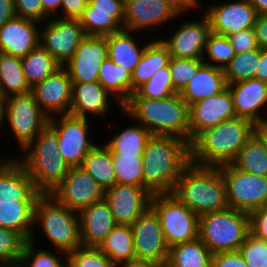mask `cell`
<instances>
[{"label": "cell", "instance_id": "74e56055", "mask_svg": "<svg viewBox=\"0 0 267 267\" xmlns=\"http://www.w3.org/2000/svg\"><path fill=\"white\" fill-rule=\"evenodd\" d=\"M29 92L31 88L25 80L21 58L0 52V95L7 97Z\"/></svg>", "mask_w": 267, "mask_h": 267}, {"label": "cell", "instance_id": "7a4b0ae2", "mask_svg": "<svg viewBox=\"0 0 267 267\" xmlns=\"http://www.w3.org/2000/svg\"><path fill=\"white\" fill-rule=\"evenodd\" d=\"M254 135V123L235 117L200 132L190 143V162L219 167L231 164Z\"/></svg>", "mask_w": 267, "mask_h": 267}, {"label": "cell", "instance_id": "52a82bcc", "mask_svg": "<svg viewBox=\"0 0 267 267\" xmlns=\"http://www.w3.org/2000/svg\"><path fill=\"white\" fill-rule=\"evenodd\" d=\"M251 232V216L245 211L226 208L199 216L198 238L212 254L238 251Z\"/></svg>", "mask_w": 267, "mask_h": 267}, {"label": "cell", "instance_id": "c3c4849f", "mask_svg": "<svg viewBox=\"0 0 267 267\" xmlns=\"http://www.w3.org/2000/svg\"><path fill=\"white\" fill-rule=\"evenodd\" d=\"M74 267H116L97 247H79L67 253Z\"/></svg>", "mask_w": 267, "mask_h": 267}, {"label": "cell", "instance_id": "ee69618b", "mask_svg": "<svg viewBox=\"0 0 267 267\" xmlns=\"http://www.w3.org/2000/svg\"><path fill=\"white\" fill-rule=\"evenodd\" d=\"M116 184L144 188L143 160L135 157L112 155Z\"/></svg>", "mask_w": 267, "mask_h": 267}, {"label": "cell", "instance_id": "f6af8a7d", "mask_svg": "<svg viewBox=\"0 0 267 267\" xmlns=\"http://www.w3.org/2000/svg\"><path fill=\"white\" fill-rule=\"evenodd\" d=\"M36 242L27 241L18 267H59L67 258V253L60 251L58 254L53 250L37 249ZM37 249V250H36ZM50 250V251H49Z\"/></svg>", "mask_w": 267, "mask_h": 267}, {"label": "cell", "instance_id": "f1b7e54d", "mask_svg": "<svg viewBox=\"0 0 267 267\" xmlns=\"http://www.w3.org/2000/svg\"><path fill=\"white\" fill-rule=\"evenodd\" d=\"M134 31L122 30L106 35L108 58L115 64L128 69L131 73L140 62L147 43L139 45Z\"/></svg>", "mask_w": 267, "mask_h": 267}, {"label": "cell", "instance_id": "4dcf8cb0", "mask_svg": "<svg viewBox=\"0 0 267 267\" xmlns=\"http://www.w3.org/2000/svg\"><path fill=\"white\" fill-rule=\"evenodd\" d=\"M113 136L104 142L111 150L112 155H121L143 158L146 142L152 136L151 133L137 122L121 128L118 133H111Z\"/></svg>", "mask_w": 267, "mask_h": 267}, {"label": "cell", "instance_id": "2e32d148", "mask_svg": "<svg viewBox=\"0 0 267 267\" xmlns=\"http://www.w3.org/2000/svg\"><path fill=\"white\" fill-rule=\"evenodd\" d=\"M179 16L182 14L163 0H124L123 29L140 34L150 28L153 32L163 23L173 22Z\"/></svg>", "mask_w": 267, "mask_h": 267}, {"label": "cell", "instance_id": "94428289", "mask_svg": "<svg viewBox=\"0 0 267 267\" xmlns=\"http://www.w3.org/2000/svg\"><path fill=\"white\" fill-rule=\"evenodd\" d=\"M254 135L262 143L267 152V121H262L254 124Z\"/></svg>", "mask_w": 267, "mask_h": 267}, {"label": "cell", "instance_id": "6da1fadb", "mask_svg": "<svg viewBox=\"0 0 267 267\" xmlns=\"http://www.w3.org/2000/svg\"><path fill=\"white\" fill-rule=\"evenodd\" d=\"M144 188L153 194L172 193L190 163V143L175 136L152 135L143 153Z\"/></svg>", "mask_w": 267, "mask_h": 267}, {"label": "cell", "instance_id": "8d00e7d4", "mask_svg": "<svg viewBox=\"0 0 267 267\" xmlns=\"http://www.w3.org/2000/svg\"><path fill=\"white\" fill-rule=\"evenodd\" d=\"M25 80L30 88L53 74L61 65L40 44L21 58Z\"/></svg>", "mask_w": 267, "mask_h": 267}, {"label": "cell", "instance_id": "d590c367", "mask_svg": "<svg viewBox=\"0 0 267 267\" xmlns=\"http://www.w3.org/2000/svg\"><path fill=\"white\" fill-rule=\"evenodd\" d=\"M213 254L196 238L170 247L167 263L170 267H211Z\"/></svg>", "mask_w": 267, "mask_h": 267}, {"label": "cell", "instance_id": "d4e9b609", "mask_svg": "<svg viewBox=\"0 0 267 267\" xmlns=\"http://www.w3.org/2000/svg\"><path fill=\"white\" fill-rule=\"evenodd\" d=\"M39 22L15 16L0 27V52L23 58L39 45Z\"/></svg>", "mask_w": 267, "mask_h": 267}, {"label": "cell", "instance_id": "e0dca14e", "mask_svg": "<svg viewBox=\"0 0 267 267\" xmlns=\"http://www.w3.org/2000/svg\"><path fill=\"white\" fill-rule=\"evenodd\" d=\"M107 57L106 36H86L63 67L72 83L95 82L98 81L99 67Z\"/></svg>", "mask_w": 267, "mask_h": 267}, {"label": "cell", "instance_id": "44dd1931", "mask_svg": "<svg viewBox=\"0 0 267 267\" xmlns=\"http://www.w3.org/2000/svg\"><path fill=\"white\" fill-rule=\"evenodd\" d=\"M79 21L86 36L120 32L124 23V0H89Z\"/></svg>", "mask_w": 267, "mask_h": 267}, {"label": "cell", "instance_id": "8fae6325", "mask_svg": "<svg viewBox=\"0 0 267 267\" xmlns=\"http://www.w3.org/2000/svg\"><path fill=\"white\" fill-rule=\"evenodd\" d=\"M89 118L70 114L49 118V126L56 132L60 155L69 167L81 166L88 152L97 144L90 138ZM92 139V140H91Z\"/></svg>", "mask_w": 267, "mask_h": 267}, {"label": "cell", "instance_id": "f5cc1de1", "mask_svg": "<svg viewBox=\"0 0 267 267\" xmlns=\"http://www.w3.org/2000/svg\"><path fill=\"white\" fill-rule=\"evenodd\" d=\"M250 216L251 232L267 241V205L254 210Z\"/></svg>", "mask_w": 267, "mask_h": 267}, {"label": "cell", "instance_id": "7dc6e473", "mask_svg": "<svg viewBox=\"0 0 267 267\" xmlns=\"http://www.w3.org/2000/svg\"><path fill=\"white\" fill-rule=\"evenodd\" d=\"M247 267H267V241L250 232L238 249Z\"/></svg>", "mask_w": 267, "mask_h": 267}, {"label": "cell", "instance_id": "be15d7a7", "mask_svg": "<svg viewBox=\"0 0 267 267\" xmlns=\"http://www.w3.org/2000/svg\"><path fill=\"white\" fill-rule=\"evenodd\" d=\"M5 122H6V102H5V97L0 95V129L3 130V124Z\"/></svg>", "mask_w": 267, "mask_h": 267}, {"label": "cell", "instance_id": "7c38bea8", "mask_svg": "<svg viewBox=\"0 0 267 267\" xmlns=\"http://www.w3.org/2000/svg\"><path fill=\"white\" fill-rule=\"evenodd\" d=\"M86 37L79 19L49 18L40 28L39 44L63 66Z\"/></svg>", "mask_w": 267, "mask_h": 267}, {"label": "cell", "instance_id": "9f6ffc18", "mask_svg": "<svg viewBox=\"0 0 267 267\" xmlns=\"http://www.w3.org/2000/svg\"><path fill=\"white\" fill-rule=\"evenodd\" d=\"M170 3L180 14L186 15L188 11L200 10L203 4L199 0H163ZM198 8V9H197Z\"/></svg>", "mask_w": 267, "mask_h": 267}, {"label": "cell", "instance_id": "60d3db41", "mask_svg": "<svg viewBox=\"0 0 267 267\" xmlns=\"http://www.w3.org/2000/svg\"><path fill=\"white\" fill-rule=\"evenodd\" d=\"M176 93L168 65L156 71L149 81L140 86L130 98L160 99Z\"/></svg>", "mask_w": 267, "mask_h": 267}, {"label": "cell", "instance_id": "e7e4bbea", "mask_svg": "<svg viewBox=\"0 0 267 267\" xmlns=\"http://www.w3.org/2000/svg\"><path fill=\"white\" fill-rule=\"evenodd\" d=\"M156 263L144 262V261H133L127 264H122L116 267H156Z\"/></svg>", "mask_w": 267, "mask_h": 267}, {"label": "cell", "instance_id": "db71d44e", "mask_svg": "<svg viewBox=\"0 0 267 267\" xmlns=\"http://www.w3.org/2000/svg\"><path fill=\"white\" fill-rule=\"evenodd\" d=\"M89 0H62L59 18L79 19L87 7ZM62 16V17H61Z\"/></svg>", "mask_w": 267, "mask_h": 267}, {"label": "cell", "instance_id": "6125c7cd", "mask_svg": "<svg viewBox=\"0 0 267 267\" xmlns=\"http://www.w3.org/2000/svg\"><path fill=\"white\" fill-rule=\"evenodd\" d=\"M258 15H267V0H250Z\"/></svg>", "mask_w": 267, "mask_h": 267}, {"label": "cell", "instance_id": "9a60e30c", "mask_svg": "<svg viewBox=\"0 0 267 267\" xmlns=\"http://www.w3.org/2000/svg\"><path fill=\"white\" fill-rule=\"evenodd\" d=\"M212 3L202 11L209 21L211 32L229 35L254 28L258 14L250 0H235Z\"/></svg>", "mask_w": 267, "mask_h": 267}, {"label": "cell", "instance_id": "4316f807", "mask_svg": "<svg viewBox=\"0 0 267 267\" xmlns=\"http://www.w3.org/2000/svg\"><path fill=\"white\" fill-rule=\"evenodd\" d=\"M81 240L84 247H99L117 225L105 199L78 212Z\"/></svg>", "mask_w": 267, "mask_h": 267}, {"label": "cell", "instance_id": "484cf974", "mask_svg": "<svg viewBox=\"0 0 267 267\" xmlns=\"http://www.w3.org/2000/svg\"><path fill=\"white\" fill-rule=\"evenodd\" d=\"M40 193L15 157L0 159V203L36 201Z\"/></svg>", "mask_w": 267, "mask_h": 267}, {"label": "cell", "instance_id": "7402d4cb", "mask_svg": "<svg viewBox=\"0 0 267 267\" xmlns=\"http://www.w3.org/2000/svg\"><path fill=\"white\" fill-rule=\"evenodd\" d=\"M236 111L228 87L219 94L189 106L190 143L204 129L235 118Z\"/></svg>", "mask_w": 267, "mask_h": 267}, {"label": "cell", "instance_id": "836d02e7", "mask_svg": "<svg viewBox=\"0 0 267 267\" xmlns=\"http://www.w3.org/2000/svg\"><path fill=\"white\" fill-rule=\"evenodd\" d=\"M88 174L105 190L116 184L112 152L103 143L96 144L86 155L81 165Z\"/></svg>", "mask_w": 267, "mask_h": 267}, {"label": "cell", "instance_id": "e575fe53", "mask_svg": "<svg viewBox=\"0 0 267 267\" xmlns=\"http://www.w3.org/2000/svg\"><path fill=\"white\" fill-rule=\"evenodd\" d=\"M35 202L0 203V227L14 230L29 241L34 228Z\"/></svg>", "mask_w": 267, "mask_h": 267}, {"label": "cell", "instance_id": "5bb4252c", "mask_svg": "<svg viewBox=\"0 0 267 267\" xmlns=\"http://www.w3.org/2000/svg\"><path fill=\"white\" fill-rule=\"evenodd\" d=\"M59 203L79 212L104 199V189L82 166L70 167L62 182L50 193Z\"/></svg>", "mask_w": 267, "mask_h": 267}, {"label": "cell", "instance_id": "680465c9", "mask_svg": "<svg viewBox=\"0 0 267 267\" xmlns=\"http://www.w3.org/2000/svg\"><path fill=\"white\" fill-rule=\"evenodd\" d=\"M15 16L13 0H0V27Z\"/></svg>", "mask_w": 267, "mask_h": 267}, {"label": "cell", "instance_id": "ac0fdd59", "mask_svg": "<svg viewBox=\"0 0 267 267\" xmlns=\"http://www.w3.org/2000/svg\"><path fill=\"white\" fill-rule=\"evenodd\" d=\"M72 91L73 83L63 66L31 88L37 104L49 118L69 113Z\"/></svg>", "mask_w": 267, "mask_h": 267}, {"label": "cell", "instance_id": "5b68a950", "mask_svg": "<svg viewBox=\"0 0 267 267\" xmlns=\"http://www.w3.org/2000/svg\"><path fill=\"white\" fill-rule=\"evenodd\" d=\"M21 152V158L15 159L24 167L40 194H50L70 169L60 155L57 134L49 125Z\"/></svg>", "mask_w": 267, "mask_h": 267}, {"label": "cell", "instance_id": "f907efd6", "mask_svg": "<svg viewBox=\"0 0 267 267\" xmlns=\"http://www.w3.org/2000/svg\"><path fill=\"white\" fill-rule=\"evenodd\" d=\"M235 53H243L253 49H259L254 28L245 29L234 34L227 35Z\"/></svg>", "mask_w": 267, "mask_h": 267}, {"label": "cell", "instance_id": "d6986e66", "mask_svg": "<svg viewBox=\"0 0 267 267\" xmlns=\"http://www.w3.org/2000/svg\"><path fill=\"white\" fill-rule=\"evenodd\" d=\"M151 197L143 187L123 184H115L104 194L115 222L123 225L133 224L150 207Z\"/></svg>", "mask_w": 267, "mask_h": 267}, {"label": "cell", "instance_id": "03108f58", "mask_svg": "<svg viewBox=\"0 0 267 267\" xmlns=\"http://www.w3.org/2000/svg\"><path fill=\"white\" fill-rule=\"evenodd\" d=\"M59 267H74L71 261L66 258Z\"/></svg>", "mask_w": 267, "mask_h": 267}, {"label": "cell", "instance_id": "cb8c5ba5", "mask_svg": "<svg viewBox=\"0 0 267 267\" xmlns=\"http://www.w3.org/2000/svg\"><path fill=\"white\" fill-rule=\"evenodd\" d=\"M227 87L237 117L249 119L254 124L267 121V115L263 112V109L267 111V82L252 78L228 84Z\"/></svg>", "mask_w": 267, "mask_h": 267}, {"label": "cell", "instance_id": "83f0119b", "mask_svg": "<svg viewBox=\"0 0 267 267\" xmlns=\"http://www.w3.org/2000/svg\"><path fill=\"white\" fill-rule=\"evenodd\" d=\"M227 85L223 69L204 63L179 94L190 106L221 93Z\"/></svg>", "mask_w": 267, "mask_h": 267}, {"label": "cell", "instance_id": "f35d334b", "mask_svg": "<svg viewBox=\"0 0 267 267\" xmlns=\"http://www.w3.org/2000/svg\"><path fill=\"white\" fill-rule=\"evenodd\" d=\"M234 167L258 176H267V152L253 135L231 163Z\"/></svg>", "mask_w": 267, "mask_h": 267}, {"label": "cell", "instance_id": "d6a6232c", "mask_svg": "<svg viewBox=\"0 0 267 267\" xmlns=\"http://www.w3.org/2000/svg\"><path fill=\"white\" fill-rule=\"evenodd\" d=\"M98 248L115 266L136 261L130 225L117 224Z\"/></svg>", "mask_w": 267, "mask_h": 267}, {"label": "cell", "instance_id": "6f0895ef", "mask_svg": "<svg viewBox=\"0 0 267 267\" xmlns=\"http://www.w3.org/2000/svg\"><path fill=\"white\" fill-rule=\"evenodd\" d=\"M43 6V22L51 16L54 18L60 13L62 0H41ZM59 10V11H58ZM55 14V15H54Z\"/></svg>", "mask_w": 267, "mask_h": 267}, {"label": "cell", "instance_id": "3957f363", "mask_svg": "<svg viewBox=\"0 0 267 267\" xmlns=\"http://www.w3.org/2000/svg\"><path fill=\"white\" fill-rule=\"evenodd\" d=\"M120 114L151 135L175 136L190 143L189 105L179 93L160 99L129 98Z\"/></svg>", "mask_w": 267, "mask_h": 267}, {"label": "cell", "instance_id": "11a10c76", "mask_svg": "<svg viewBox=\"0 0 267 267\" xmlns=\"http://www.w3.org/2000/svg\"><path fill=\"white\" fill-rule=\"evenodd\" d=\"M257 42L260 49H267V15H258L254 25Z\"/></svg>", "mask_w": 267, "mask_h": 267}, {"label": "cell", "instance_id": "816d5d0a", "mask_svg": "<svg viewBox=\"0 0 267 267\" xmlns=\"http://www.w3.org/2000/svg\"><path fill=\"white\" fill-rule=\"evenodd\" d=\"M211 267H247L239 251L214 253Z\"/></svg>", "mask_w": 267, "mask_h": 267}, {"label": "cell", "instance_id": "30bf717a", "mask_svg": "<svg viewBox=\"0 0 267 267\" xmlns=\"http://www.w3.org/2000/svg\"><path fill=\"white\" fill-rule=\"evenodd\" d=\"M226 184L227 202L230 208L252 213L267 205V176H258L234 167L219 166Z\"/></svg>", "mask_w": 267, "mask_h": 267}, {"label": "cell", "instance_id": "681fc988", "mask_svg": "<svg viewBox=\"0 0 267 267\" xmlns=\"http://www.w3.org/2000/svg\"><path fill=\"white\" fill-rule=\"evenodd\" d=\"M15 15L43 23V6L41 0H13Z\"/></svg>", "mask_w": 267, "mask_h": 267}, {"label": "cell", "instance_id": "9c48e42d", "mask_svg": "<svg viewBox=\"0 0 267 267\" xmlns=\"http://www.w3.org/2000/svg\"><path fill=\"white\" fill-rule=\"evenodd\" d=\"M5 102L7 126L22 151L49 124V116L32 92L7 96Z\"/></svg>", "mask_w": 267, "mask_h": 267}, {"label": "cell", "instance_id": "7bdbcfd3", "mask_svg": "<svg viewBox=\"0 0 267 267\" xmlns=\"http://www.w3.org/2000/svg\"><path fill=\"white\" fill-rule=\"evenodd\" d=\"M26 242L20 233L0 227V267L19 266Z\"/></svg>", "mask_w": 267, "mask_h": 267}, {"label": "cell", "instance_id": "4fadbf2b", "mask_svg": "<svg viewBox=\"0 0 267 267\" xmlns=\"http://www.w3.org/2000/svg\"><path fill=\"white\" fill-rule=\"evenodd\" d=\"M133 232V244L136 261L167 263L169 246L166 243L160 220L149 207L130 225Z\"/></svg>", "mask_w": 267, "mask_h": 267}, {"label": "cell", "instance_id": "277c9868", "mask_svg": "<svg viewBox=\"0 0 267 267\" xmlns=\"http://www.w3.org/2000/svg\"><path fill=\"white\" fill-rule=\"evenodd\" d=\"M171 194L197 216L229 208L226 184L219 167L190 162Z\"/></svg>", "mask_w": 267, "mask_h": 267}, {"label": "cell", "instance_id": "91938a15", "mask_svg": "<svg viewBox=\"0 0 267 267\" xmlns=\"http://www.w3.org/2000/svg\"><path fill=\"white\" fill-rule=\"evenodd\" d=\"M254 78L267 82V49H260V59Z\"/></svg>", "mask_w": 267, "mask_h": 267}, {"label": "cell", "instance_id": "ffe728a7", "mask_svg": "<svg viewBox=\"0 0 267 267\" xmlns=\"http://www.w3.org/2000/svg\"><path fill=\"white\" fill-rule=\"evenodd\" d=\"M169 38L161 40L167 45L170 55L175 58L202 59L207 38L211 33L209 21L203 14L201 19L182 22Z\"/></svg>", "mask_w": 267, "mask_h": 267}, {"label": "cell", "instance_id": "8992f818", "mask_svg": "<svg viewBox=\"0 0 267 267\" xmlns=\"http://www.w3.org/2000/svg\"><path fill=\"white\" fill-rule=\"evenodd\" d=\"M33 225L29 239L32 243L36 241L35 231L38 225L37 228L42 231L41 237L44 239L45 236L46 244L53 246L55 252L60 250L69 253L83 246L78 212L59 203L51 194H40L37 198Z\"/></svg>", "mask_w": 267, "mask_h": 267}, {"label": "cell", "instance_id": "ab89813d", "mask_svg": "<svg viewBox=\"0 0 267 267\" xmlns=\"http://www.w3.org/2000/svg\"><path fill=\"white\" fill-rule=\"evenodd\" d=\"M259 59L260 48L237 53L223 69L227 84L254 78Z\"/></svg>", "mask_w": 267, "mask_h": 267}, {"label": "cell", "instance_id": "bcb514c9", "mask_svg": "<svg viewBox=\"0 0 267 267\" xmlns=\"http://www.w3.org/2000/svg\"><path fill=\"white\" fill-rule=\"evenodd\" d=\"M203 64L204 61L202 59L175 58L171 56L169 69L174 90L180 93Z\"/></svg>", "mask_w": 267, "mask_h": 267}, {"label": "cell", "instance_id": "003e7915", "mask_svg": "<svg viewBox=\"0 0 267 267\" xmlns=\"http://www.w3.org/2000/svg\"><path fill=\"white\" fill-rule=\"evenodd\" d=\"M156 267H170L168 263L157 264Z\"/></svg>", "mask_w": 267, "mask_h": 267}, {"label": "cell", "instance_id": "b9f144b4", "mask_svg": "<svg viewBox=\"0 0 267 267\" xmlns=\"http://www.w3.org/2000/svg\"><path fill=\"white\" fill-rule=\"evenodd\" d=\"M235 55V50L227 36L212 32L209 34L202 58L205 64L224 69Z\"/></svg>", "mask_w": 267, "mask_h": 267}, {"label": "cell", "instance_id": "1f68e13d", "mask_svg": "<svg viewBox=\"0 0 267 267\" xmlns=\"http://www.w3.org/2000/svg\"><path fill=\"white\" fill-rule=\"evenodd\" d=\"M98 82L123 106L132 95V73L111 61L108 57L101 63Z\"/></svg>", "mask_w": 267, "mask_h": 267}, {"label": "cell", "instance_id": "603a6c76", "mask_svg": "<svg viewBox=\"0 0 267 267\" xmlns=\"http://www.w3.org/2000/svg\"><path fill=\"white\" fill-rule=\"evenodd\" d=\"M113 103L119 108L118 111L122 110L119 102L112 98L110 93L98 81L73 83L72 103L68 114L85 118L93 115V117L102 121V118L104 120L107 118V114H110L108 112L111 111Z\"/></svg>", "mask_w": 267, "mask_h": 267}, {"label": "cell", "instance_id": "ba28073f", "mask_svg": "<svg viewBox=\"0 0 267 267\" xmlns=\"http://www.w3.org/2000/svg\"><path fill=\"white\" fill-rule=\"evenodd\" d=\"M150 207L160 220L169 248L198 238L199 216L173 194H153Z\"/></svg>", "mask_w": 267, "mask_h": 267}, {"label": "cell", "instance_id": "f546056e", "mask_svg": "<svg viewBox=\"0 0 267 267\" xmlns=\"http://www.w3.org/2000/svg\"><path fill=\"white\" fill-rule=\"evenodd\" d=\"M149 40L140 62L132 72V94L148 82L156 71L169 65L171 55L167 45L159 36Z\"/></svg>", "mask_w": 267, "mask_h": 267}]
</instances>
